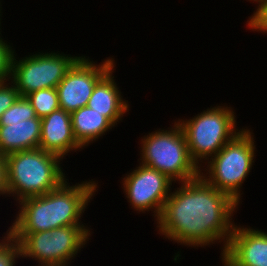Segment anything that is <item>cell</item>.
<instances>
[{
	"label": "cell",
	"instance_id": "obj_1",
	"mask_svg": "<svg viewBox=\"0 0 267 266\" xmlns=\"http://www.w3.org/2000/svg\"><path fill=\"white\" fill-rule=\"evenodd\" d=\"M176 189L170 191L156 220L161 235L189 247L224 241L223 256L235 226L232 216L239 204L200 175Z\"/></svg>",
	"mask_w": 267,
	"mask_h": 266
},
{
	"label": "cell",
	"instance_id": "obj_11",
	"mask_svg": "<svg viewBox=\"0 0 267 266\" xmlns=\"http://www.w3.org/2000/svg\"><path fill=\"white\" fill-rule=\"evenodd\" d=\"M221 258L230 266H267V232L235 224Z\"/></svg>",
	"mask_w": 267,
	"mask_h": 266
},
{
	"label": "cell",
	"instance_id": "obj_16",
	"mask_svg": "<svg viewBox=\"0 0 267 266\" xmlns=\"http://www.w3.org/2000/svg\"><path fill=\"white\" fill-rule=\"evenodd\" d=\"M26 98L34 108L36 116L41 119L60 108L56 88L33 91L26 95Z\"/></svg>",
	"mask_w": 267,
	"mask_h": 266
},
{
	"label": "cell",
	"instance_id": "obj_18",
	"mask_svg": "<svg viewBox=\"0 0 267 266\" xmlns=\"http://www.w3.org/2000/svg\"><path fill=\"white\" fill-rule=\"evenodd\" d=\"M0 241V266H15L17 258L21 257L17 240L7 231Z\"/></svg>",
	"mask_w": 267,
	"mask_h": 266
},
{
	"label": "cell",
	"instance_id": "obj_6",
	"mask_svg": "<svg viewBox=\"0 0 267 266\" xmlns=\"http://www.w3.org/2000/svg\"><path fill=\"white\" fill-rule=\"evenodd\" d=\"M231 108L210 107L190 120L176 121L185 135L191 159L198 167H201L200 163L204 160L215 156L227 142L242 131L235 128L236 116Z\"/></svg>",
	"mask_w": 267,
	"mask_h": 266
},
{
	"label": "cell",
	"instance_id": "obj_17",
	"mask_svg": "<svg viewBox=\"0 0 267 266\" xmlns=\"http://www.w3.org/2000/svg\"><path fill=\"white\" fill-rule=\"evenodd\" d=\"M37 118L34 108L26 96H19L14 104L8 108L0 118V126H7V123H15Z\"/></svg>",
	"mask_w": 267,
	"mask_h": 266
},
{
	"label": "cell",
	"instance_id": "obj_15",
	"mask_svg": "<svg viewBox=\"0 0 267 266\" xmlns=\"http://www.w3.org/2000/svg\"><path fill=\"white\" fill-rule=\"evenodd\" d=\"M71 124L74 138L82 148L115 127L102 113H98L88 106L71 113Z\"/></svg>",
	"mask_w": 267,
	"mask_h": 266
},
{
	"label": "cell",
	"instance_id": "obj_13",
	"mask_svg": "<svg viewBox=\"0 0 267 266\" xmlns=\"http://www.w3.org/2000/svg\"><path fill=\"white\" fill-rule=\"evenodd\" d=\"M112 68L94 87L87 106L98 113H102L114 125L122 120L124 114L129 111L128 101L123 99L121 91L113 79Z\"/></svg>",
	"mask_w": 267,
	"mask_h": 266
},
{
	"label": "cell",
	"instance_id": "obj_2",
	"mask_svg": "<svg viewBox=\"0 0 267 266\" xmlns=\"http://www.w3.org/2000/svg\"><path fill=\"white\" fill-rule=\"evenodd\" d=\"M69 184L65 180L44 195L21 200L17 217L7 231L37 233L69 225H84L79 219L95 195L98 183L89 180L72 186Z\"/></svg>",
	"mask_w": 267,
	"mask_h": 266
},
{
	"label": "cell",
	"instance_id": "obj_21",
	"mask_svg": "<svg viewBox=\"0 0 267 266\" xmlns=\"http://www.w3.org/2000/svg\"><path fill=\"white\" fill-rule=\"evenodd\" d=\"M248 28L267 33V1L261 4L249 18Z\"/></svg>",
	"mask_w": 267,
	"mask_h": 266
},
{
	"label": "cell",
	"instance_id": "obj_20",
	"mask_svg": "<svg viewBox=\"0 0 267 266\" xmlns=\"http://www.w3.org/2000/svg\"><path fill=\"white\" fill-rule=\"evenodd\" d=\"M19 96L20 94L16 90L14 83L10 84L7 81L0 83V118L3 112L10 108Z\"/></svg>",
	"mask_w": 267,
	"mask_h": 266
},
{
	"label": "cell",
	"instance_id": "obj_7",
	"mask_svg": "<svg viewBox=\"0 0 267 266\" xmlns=\"http://www.w3.org/2000/svg\"><path fill=\"white\" fill-rule=\"evenodd\" d=\"M85 225H69L37 233H10L18 242L21 257L38 266H68L91 235Z\"/></svg>",
	"mask_w": 267,
	"mask_h": 266
},
{
	"label": "cell",
	"instance_id": "obj_10",
	"mask_svg": "<svg viewBox=\"0 0 267 266\" xmlns=\"http://www.w3.org/2000/svg\"><path fill=\"white\" fill-rule=\"evenodd\" d=\"M139 164L135 170L123 178L122 188L133 209L139 213L154 210L153 216L157 220L170 195L168 193H170L173 181L156 169Z\"/></svg>",
	"mask_w": 267,
	"mask_h": 266
},
{
	"label": "cell",
	"instance_id": "obj_8",
	"mask_svg": "<svg viewBox=\"0 0 267 266\" xmlns=\"http://www.w3.org/2000/svg\"><path fill=\"white\" fill-rule=\"evenodd\" d=\"M79 58L58 52H39L18 61L13 55L10 80L20 96L44 88H56Z\"/></svg>",
	"mask_w": 267,
	"mask_h": 266
},
{
	"label": "cell",
	"instance_id": "obj_22",
	"mask_svg": "<svg viewBox=\"0 0 267 266\" xmlns=\"http://www.w3.org/2000/svg\"><path fill=\"white\" fill-rule=\"evenodd\" d=\"M8 195V183H7V160L6 156L0 154V196Z\"/></svg>",
	"mask_w": 267,
	"mask_h": 266
},
{
	"label": "cell",
	"instance_id": "obj_23",
	"mask_svg": "<svg viewBox=\"0 0 267 266\" xmlns=\"http://www.w3.org/2000/svg\"><path fill=\"white\" fill-rule=\"evenodd\" d=\"M249 1H253V3L255 1L256 3H258V7L260 6V0H249Z\"/></svg>",
	"mask_w": 267,
	"mask_h": 266
},
{
	"label": "cell",
	"instance_id": "obj_14",
	"mask_svg": "<svg viewBox=\"0 0 267 266\" xmlns=\"http://www.w3.org/2000/svg\"><path fill=\"white\" fill-rule=\"evenodd\" d=\"M41 139V118H30L0 126V154L39 148Z\"/></svg>",
	"mask_w": 267,
	"mask_h": 266
},
{
	"label": "cell",
	"instance_id": "obj_5",
	"mask_svg": "<svg viewBox=\"0 0 267 266\" xmlns=\"http://www.w3.org/2000/svg\"><path fill=\"white\" fill-rule=\"evenodd\" d=\"M252 132L243 129L207 163L208 171L200 176L218 191L228 194L236 203H240V187L247 178L255 157V141ZM208 174V176H207Z\"/></svg>",
	"mask_w": 267,
	"mask_h": 266
},
{
	"label": "cell",
	"instance_id": "obj_9",
	"mask_svg": "<svg viewBox=\"0 0 267 266\" xmlns=\"http://www.w3.org/2000/svg\"><path fill=\"white\" fill-rule=\"evenodd\" d=\"M114 67L113 58L97 65L81 56L56 87L60 108L71 114L87 106L96 84Z\"/></svg>",
	"mask_w": 267,
	"mask_h": 266
},
{
	"label": "cell",
	"instance_id": "obj_24",
	"mask_svg": "<svg viewBox=\"0 0 267 266\" xmlns=\"http://www.w3.org/2000/svg\"><path fill=\"white\" fill-rule=\"evenodd\" d=\"M222 265L227 266V262L222 258Z\"/></svg>",
	"mask_w": 267,
	"mask_h": 266
},
{
	"label": "cell",
	"instance_id": "obj_25",
	"mask_svg": "<svg viewBox=\"0 0 267 266\" xmlns=\"http://www.w3.org/2000/svg\"><path fill=\"white\" fill-rule=\"evenodd\" d=\"M267 0H260V5L266 2Z\"/></svg>",
	"mask_w": 267,
	"mask_h": 266
},
{
	"label": "cell",
	"instance_id": "obj_4",
	"mask_svg": "<svg viewBox=\"0 0 267 266\" xmlns=\"http://www.w3.org/2000/svg\"><path fill=\"white\" fill-rule=\"evenodd\" d=\"M169 130L159 129L141 140V164L165 174L172 181H190L200 175L201 168L191 159L181 126L174 122Z\"/></svg>",
	"mask_w": 267,
	"mask_h": 266
},
{
	"label": "cell",
	"instance_id": "obj_3",
	"mask_svg": "<svg viewBox=\"0 0 267 266\" xmlns=\"http://www.w3.org/2000/svg\"><path fill=\"white\" fill-rule=\"evenodd\" d=\"M8 196L18 203L58 188L66 179L62 158L40 148L6 155Z\"/></svg>",
	"mask_w": 267,
	"mask_h": 266
},
{
	"label": "cell",
	"instance_id": "obj_12",
	"mask_svg": "<svg viewBox=\"0 0 267 266\" xmlns=\"http://www.w3.org/2000/svg\"><path fill=\"white\" fill-rule=\"evenodd\" d=\"M39 148L62 159L72 150L83 149L74 138L70 113L59 108L41 119Z\"/></svg>",
	"mask_w": 267,
	"mask_h": 266
},
{
	"label": "cell",
	"instance_id": "obj_19",
	"mask_svg": "<svg viewBox=\"0 0 267 266\" xmlns=\"http://www.w3.org/2000/svg\"><path fill=\"white\" fill-rule=\"evenodd\" d=\"M14 51L0 36V83L5 81L10 82L12 59L13 55H15Z\"/></svg>",
	"mask_w": 267,
	"mask_h": 266
}]
</instances>
